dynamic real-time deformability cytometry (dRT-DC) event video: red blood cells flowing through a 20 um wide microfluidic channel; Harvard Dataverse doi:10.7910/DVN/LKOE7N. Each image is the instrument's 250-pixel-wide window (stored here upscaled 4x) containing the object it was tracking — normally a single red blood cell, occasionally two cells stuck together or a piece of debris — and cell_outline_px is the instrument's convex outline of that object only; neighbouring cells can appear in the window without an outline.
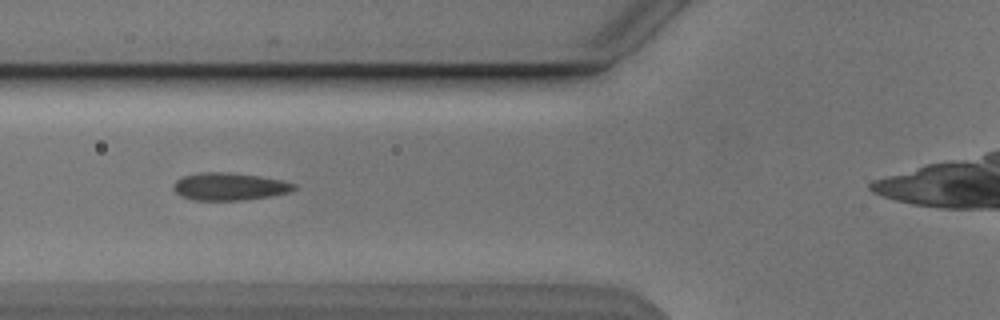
{"species": "Egyptian fruit bat (a non-hibernating species)", "species_latin": "Rousettus aegyptiacus", "temperature_condition": "cold", "stored_images_in_passage": 5, "camera_frame_rate_fps": 3000, "um_per_image_px": 0.085, "animal": {"sex": "male"}, "frame": {"image": 1, "passage_image": 4, "time_ms": 3.333, "image_size_px": [1000, 320], "cell_outline_px": [[296, 188], [292, 192], [272, 196], [244, 200], [192, 200], [180, 196], [172, 188], [172, 184], [176, 180], [184, 176], [200, 172], [228, 172], [256, 176], [280, 180], [296, 184]], "centroid_in_image_um": [19.48, 15.86], "position_along_channel_um": 106.3, "area_um2": 19.42}}